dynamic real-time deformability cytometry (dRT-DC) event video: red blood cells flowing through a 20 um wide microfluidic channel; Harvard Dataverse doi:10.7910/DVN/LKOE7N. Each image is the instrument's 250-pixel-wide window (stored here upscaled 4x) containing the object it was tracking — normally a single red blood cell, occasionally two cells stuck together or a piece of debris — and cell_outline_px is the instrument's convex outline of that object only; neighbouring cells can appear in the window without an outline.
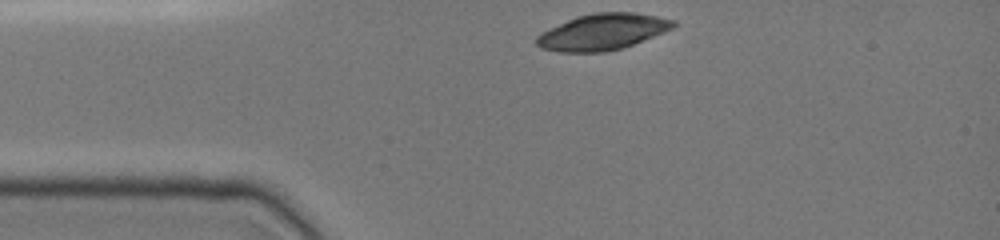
{"species": "common noctule bat (a hibernating species)", "species_latin": "Nyctalus noctula", "temperature_condition": "cold", "stored_images_in_passage": 32, "camera_frame_rate_fps": 3000, "um_per_image_px": 0.085, "animal": {"sex": "female", "body_mass_g": 19.0, "forearm_length_mm": 51.5}, "frame": {"image": 1, "passage_image": 1, "time_ms": 0.0, "image_size_px": [1000, 240], "cell_outline_px": [[676, 24], [672, 28], [664, 32], [632, 44], [620, 48], [604, 52], [560, 52], [540, 48], [536, 44], [536, 36], [540, 32], [576, 16], [596, 12], [636, 12], [676, 20]], "centroid_in_image_um": [51.18, 2.7], "position_along_channel_um": 33.8, "area_um2": 28.78}}
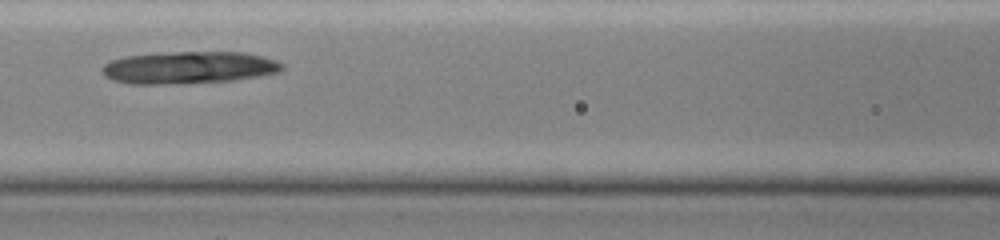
{"frame": {"image": 2, "passage_image": 12, "time_ms": 3.667, "image_size_px": [1000, 240], "cell_outline_px": [[284, 68], [280, 72], [232, 80], [188, 84], [128, 84], [112, 80], [104, 76], [100, 68], [104, 64], [112, 60], [124, 56], [176, 52], [244, 52], [276, 60], [284, 64]], "centroid_in_image_um": [16.02, 5.75], "position_along_channel_um": 150.6, "area_um2": 34.04}}
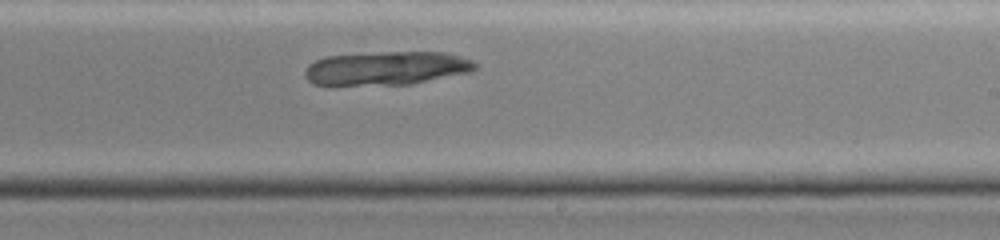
{"frame": {"image": 3, "passage_image": 20, "time_ms": 6.333, "image_size_px": [1000, 240], "cell_outline_px": [[480, 64], [472, 72], [412, 84], [312, 84], [304, 76], [304, 72], [308, 64], [324, 56], [380, 52], [444, 52], [460, 56], [472, 60]], "centroid_in_image_um": [32.9, 5.78], "position_along_channel_um": 256.1, "area_um2": 33.41}}